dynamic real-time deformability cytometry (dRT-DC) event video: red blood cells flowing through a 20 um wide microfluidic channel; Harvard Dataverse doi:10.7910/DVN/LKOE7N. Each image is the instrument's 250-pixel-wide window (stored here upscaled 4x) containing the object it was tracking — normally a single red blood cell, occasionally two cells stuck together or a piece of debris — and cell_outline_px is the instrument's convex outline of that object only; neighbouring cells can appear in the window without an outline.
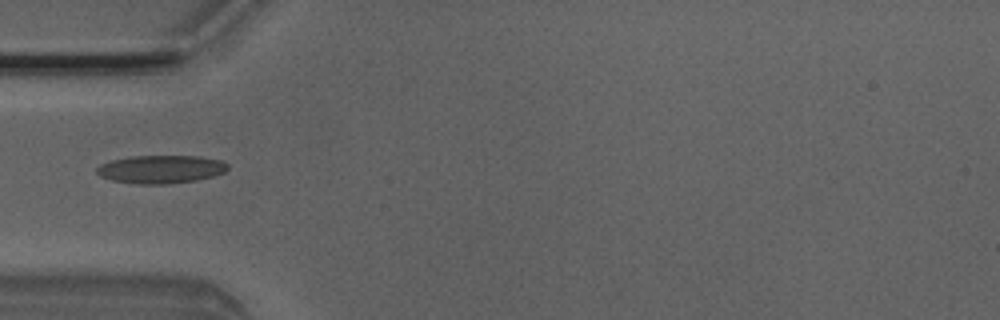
{"species": "Egyptian fruit bat (a non-hibernating species)", "species_latin": "Rousettus aegyptiacus", "temperature_condition": "room temperature", "stored_images_in_passage": 1, "camera_frame_rate_fps": 3000, "um_per_image_px": 0.085, "animal": {"sex": "male"}, "frame": {"image": 1, "passage_image": 1, "time_ms": 0.0, "image_size_px": [1000, 320], "cell_outline_px": [[228, 168], [224, 172], [212, 176], [196, 180], [168, 184], [136, 184], [112, 180], [100, 176], [96, 172], [96, 168], [100, 164], [112, 160], [132, 156], [200, 156], [220, 160], [228, 164]], "centroid_in_image_um": [13.66, 14.38], "position_along_channel_um": 71.3, "area_um2": 21.44}}